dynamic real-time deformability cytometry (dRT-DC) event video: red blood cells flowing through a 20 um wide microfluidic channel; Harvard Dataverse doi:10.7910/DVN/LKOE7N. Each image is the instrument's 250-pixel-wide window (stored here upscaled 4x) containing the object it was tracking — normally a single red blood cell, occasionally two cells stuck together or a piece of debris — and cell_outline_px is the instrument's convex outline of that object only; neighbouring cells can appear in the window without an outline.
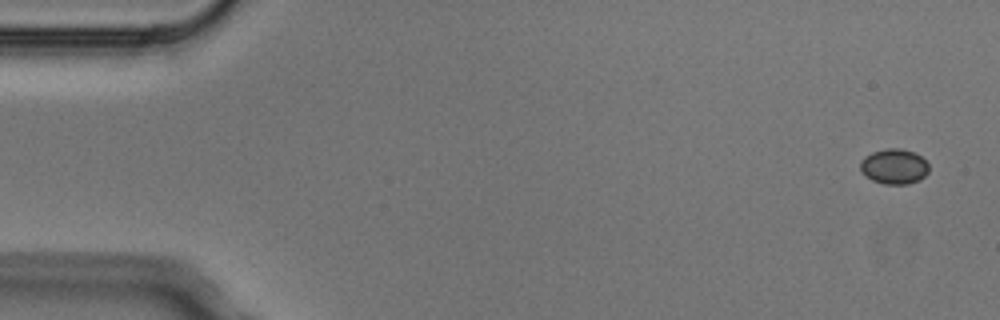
{"species": "Egyptian fruit bat (a non-hibernating species)", "species_latin": "Rousettus aegyptiacus", "temperature_condition": "cold", "stored_images_in_passage": 5, "camera_frame_rate_fps": 3000, "um_per_image_px": 0.085, "animal": {"sex": "male"}, "frame": {"image": 1, "passage_image": 1, "time_ms": 0.0, "image_size_px": [1000, 320], "cell_outline_px": [[928, 172], [920, 180], [908, 184], [884, 184], [872, 180], [860, 168], [860, 160], [864, 156], [872, 152], [888, 148], [900, 148], [912, 152], [920, 156], [928, 164]], "centroid_in_image_um": [76.0, 14.15], "position_along_channel_um": 9.0, "area_um2": 13.93}}
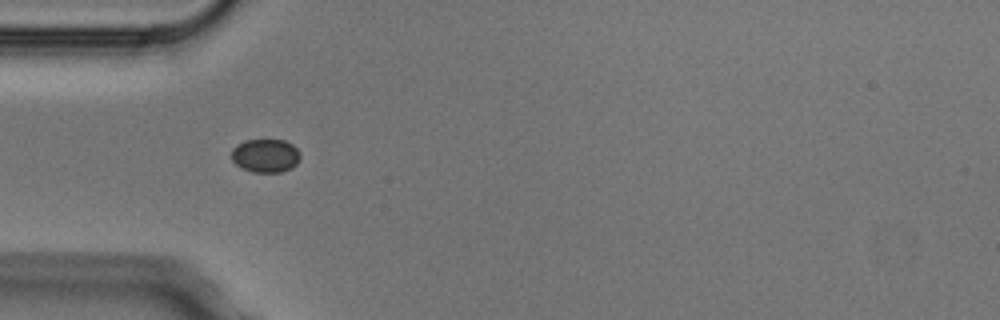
{"frame": {"image": 2, "passage_image": 4, "time_ms": 1.0, "image_size_px": [1000, 320], "cell_outline_px": [[300, 160], [292, 168], [280, 172], [252, 172], [236, 164], [232, 160], [232, 148], [236, 144], [244, 140], [284, 140], [292, 144], [300, 152]], "centroid_in_image_um": [22.58, 13.22], "position_along_channel_um": 62.4, "area_um2": 13.47}}
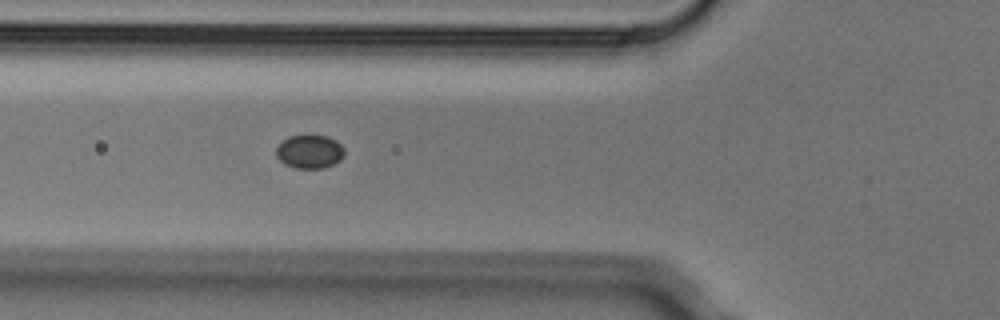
{"frame": {"image": 3, "passage_image": 5, "time_ms": 1.333, "image_size_px": [1000, 320], "cell_outline_px": [[344, 156], [340, 160], [324, 168], [296, 168], [284, 164], [276, 156], [276, 148], [288, 136], [308, 132], [328, 136], [336, 140], [344, 148]], "centroid_in_image_um": [26.32, 12.83], "position_along_channel_um": 99.5, "area_um2": 13.81}}